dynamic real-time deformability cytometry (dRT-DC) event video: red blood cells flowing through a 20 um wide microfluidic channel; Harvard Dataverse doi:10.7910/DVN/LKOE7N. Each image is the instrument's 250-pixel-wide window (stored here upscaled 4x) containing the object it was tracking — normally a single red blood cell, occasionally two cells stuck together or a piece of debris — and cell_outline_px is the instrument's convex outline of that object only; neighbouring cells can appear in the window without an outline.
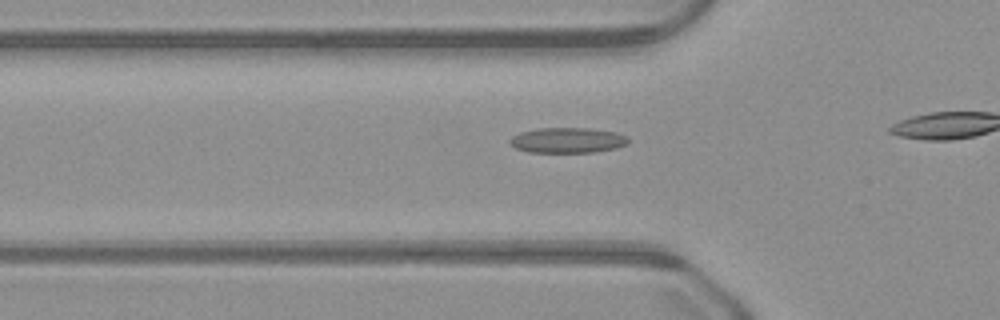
{"species": "common noctule bat (a hibernating species)", "species_latin": "Nyctalus noctula", "temperature_condition": "warm", "stored_images_in_passage": 18, "camera_frame_rate_fps": 3000, "um_per_image_px": 0.085, "animal": {"sex": "male", "body_mass_g": 23.1, "forearm_length_mm": 52.7}, "frame": {"image": 1, "passage_image": 13, "time_ms": 4.0, "image_size_px": [1000, 320], "cell_outline_px": [[628, 144], [616, 148], [596, 152], [528, 152], [516, 148], [508, 144], [508, 140], [512, 136], [520, 132], [536, 128], [592, 128], [616, 132], [628, 136]], "centroid_in_image_um": [48.23, 11.92], "position_along_channel_um": 77.6, "area_um2": 17.74}}
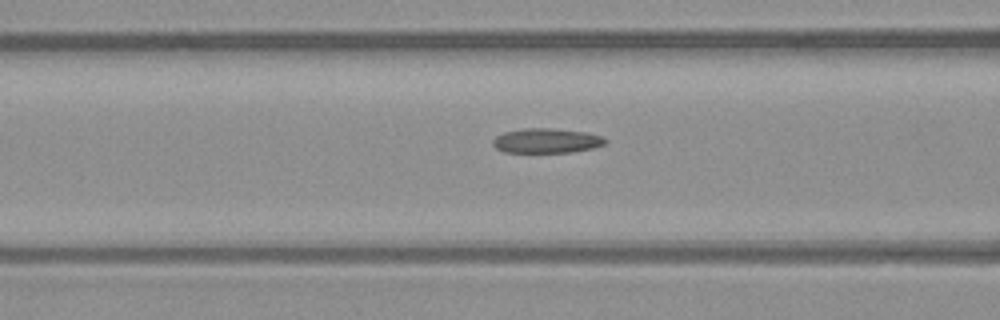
{"frame": {"image": 2, "passage_image": 16, "time_ms": 5.0, "image_size_px": [1000, 320], "cell_outline_px": [[608, 140], [604, 144], [592, 148], [572, 152], [504, 152], [496, 148], [492, 144], [492, 140], [496, 136], [504, 132], [524, 128], [552, 128], [588, 132], [604, 136]], "centroid_in_image_um": [46.47, 11.95], "position_along_channel_um": 120.1, "area_um2": 16.3}}